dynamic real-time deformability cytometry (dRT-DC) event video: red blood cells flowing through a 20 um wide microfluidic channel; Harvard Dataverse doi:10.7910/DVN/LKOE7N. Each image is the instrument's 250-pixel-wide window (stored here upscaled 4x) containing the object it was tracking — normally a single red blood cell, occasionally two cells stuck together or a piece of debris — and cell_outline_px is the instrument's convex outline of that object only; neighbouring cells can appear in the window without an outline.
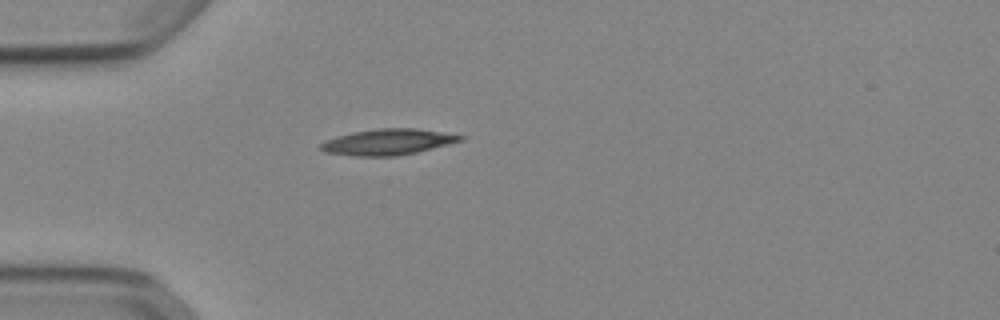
{"species": "Egyptian fruit bat (a non-hibernating species)", "species_latin": "Rousettus aegyptiacus", "temperature_condition": "cold", "stored_images_in_passage": 38, "camera_frame_rate_fps": 3000, "um_per_image_px": 0.085, "animal": {"sex": "female"}, "frame": {"image": 1, "passage_image": 1, "time_ms": 0.0, "image_size_px": [1000, 320], "cell_outline_px": [[464, 140], [416, 152], [396, 156], [352, 156], [324, 152], [320, 148], [320, 144], [336, 136], [352, 132], [380, 128], [416, 128], [464, 136]], "centroid_in_image_um": [32.94, 12.07], "position_along_channel_um": 52.1, "area_um2": 20.92}}
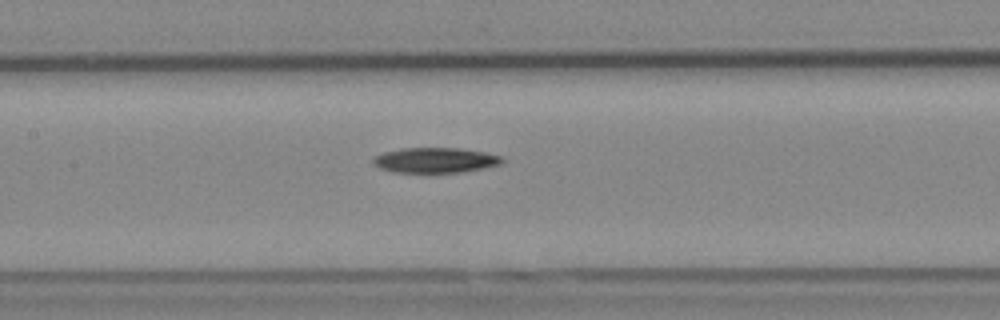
{"frame": {"image": 2, "passage_image": 11, "time_ms": 3.333, "image_size_px": [1000, 320], "cell_outline_px": [[504, 160], [500, 164], [484, 168], [460, 172], [428, 176], [392, 172], [380, 168], [372, 164], [372, 160], [376, 156], [384, 152], [400, 148], [460, 148], [484, 152], [504, 156]], "centroid_in_image_um": [36.96, 13.67], "position_along_channel_um": 170.4, "area_um2": 19.94}}
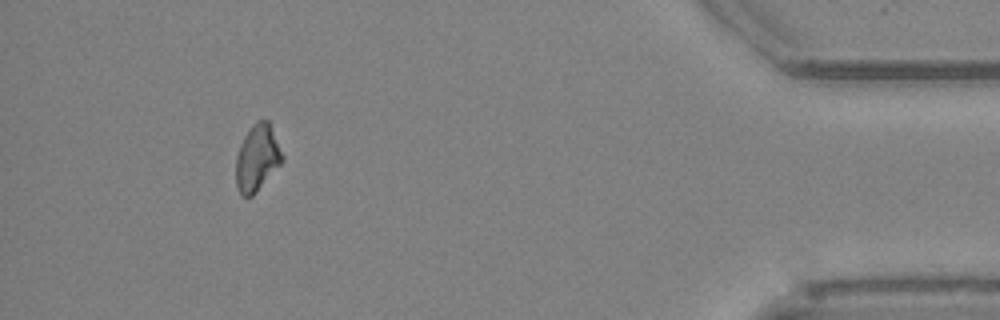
{"frame": {"image": 3, "passage_image": 34, "time_ms": 11.0, "image_size_px": [1000, 320], "cell_outline_px": [[284, 160], [256, 192], [252, 196], [240, 196], [236, 188], [236, 156], [240, 144], [244, 136], [252, 124], [256, 120], [268, 120], [284, 156]], "centroid_in_image_um": [21.84, 13.43], "position_along_channel_um": 413.4, "area_um2": 17.98}}